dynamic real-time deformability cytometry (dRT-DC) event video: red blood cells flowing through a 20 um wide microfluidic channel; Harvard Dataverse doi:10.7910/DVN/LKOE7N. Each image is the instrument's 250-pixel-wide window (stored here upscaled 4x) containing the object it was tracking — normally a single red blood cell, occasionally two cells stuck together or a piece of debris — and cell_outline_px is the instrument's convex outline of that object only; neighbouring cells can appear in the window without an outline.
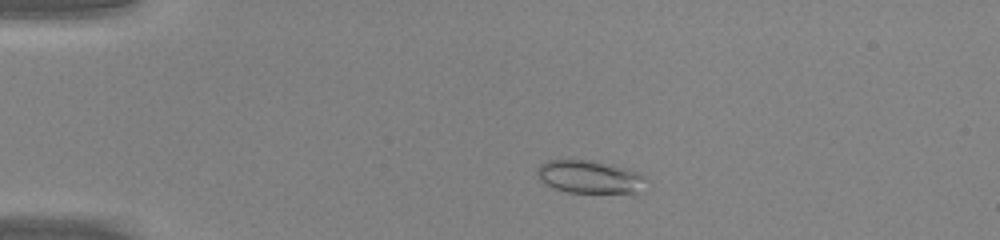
{"species": "common noctule bat (a hibernating species)", "species_latin": "Nyctalus noctula", "temperature_condition": "warm", "stored_images_in_passage": 45, "camera_frame_rate_fps": 3000, "um_per_image_px": 0.085, "animal": {"sex": "male", "body_mass_g": 20.0, "forearm_length_mm": 53.3}, "frame": {"image": 1, "passage_image": 8, "time_ms": 2.333, "image_size_px": [1000, 240], "cell_outline_px": [[648, 176], [636, 192], [632, 196], [568, 192], [544, 184], [536, 176], [536, 168], [540, 164], [548, 160], [568, 156], [592, 160], [628, 168]], "centroid_in_image_um": [50.1, 15.03], "position_along_channel_um": 34.9, "area_um2": 22.37}}
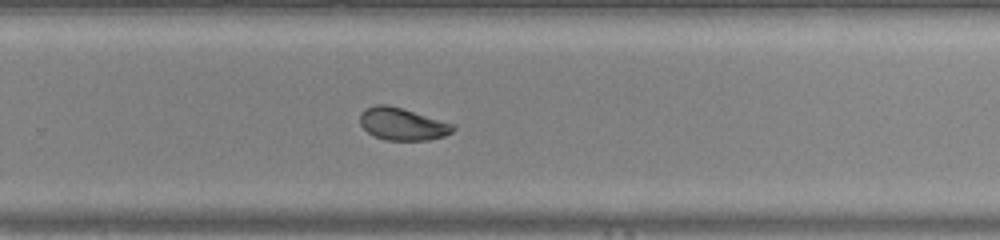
{"frame": {"image": 2, "passage_image": 30, "time_ms": 9.667, "image_size_px": [1000, 240], "cell_outline_px": [[456, 128], [452, 132], [444, 136], [428, 140], [384, 140], [368, 132], [360, 124], [360, 112], [364, 108], [376, 104], [388, 104], [456, 124]], "centroid_in_image_um": [34.21, 10.53], "position_along_channel_um": 295.6, "area_um2": 17.69}}
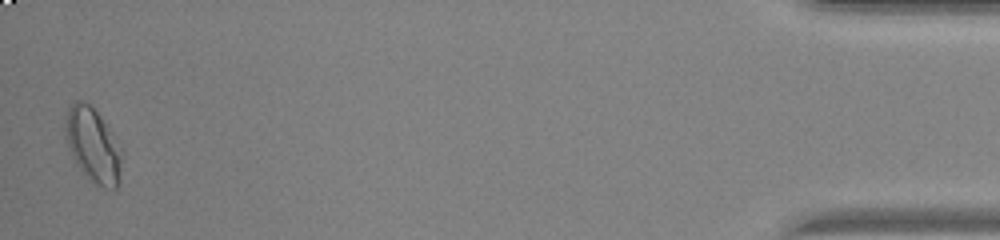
{"frame": {"image": 3, "passage_image": 45, "time_ms": 14.667, "image_size_px": [1000, 240], "cell_outline_px": [[124, 152], [120, 184], [116, 188], [104, 188], [92, 184], [80, 172], [68, 148], [64, 136], [64, 124], [68, 108], [76, 100], [80, 100], [88, 104], [100, 116]], "centroid_in_image_um": [7.91, 12.42], "position_along_channel_um": 427.3, "area_um2": 25.14}, "authors_computed_cell_mechanics": {"area_um2": 19.1896, "velocity_mm_per_s": 4.3019, "shape_relaxation_time_tau1_ms": 5.91, "shape_relaxation_time_tau2_ms": 1.2854, "deformation_change_tau1": 0.1449, "deformation_change_tau2": 0.0586}}